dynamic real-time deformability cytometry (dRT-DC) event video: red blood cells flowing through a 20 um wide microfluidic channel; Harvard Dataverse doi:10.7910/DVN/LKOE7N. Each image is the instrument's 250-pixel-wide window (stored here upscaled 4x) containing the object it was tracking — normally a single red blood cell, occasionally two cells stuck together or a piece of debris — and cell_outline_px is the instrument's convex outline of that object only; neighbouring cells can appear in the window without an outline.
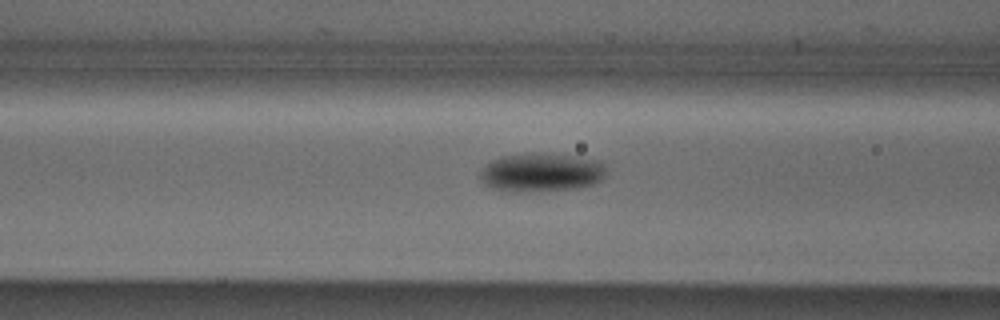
{"species": "Egyptian fruit bat (a non-hibernating species)", "species_latin": "Rousettus aegyptiacus", "temperature_condition": "cold", "stored_images_in_passage": 9, "camera_frame_rate_fps": 3000, "um_per_image_px": 0.085, "animal": {"sex": "male"}, "frame": {"image": 1, "passage_image": 7, "time_ms": 2.0, "image_size_px": [1000, 320], "cell_outline_px": [[604, 176], [596, 184], [580, 188], [520, 192], [500, 192], [488, 188], [480, 180], [480, 172], [492, 160], [500, 156], [540, 152], [576, 156], [600, 160], [604, 164]], "centroid_in_image_um": [45.98, 14.67], "position_along_channel_um": 120.6, "area_um2": 28.96}}